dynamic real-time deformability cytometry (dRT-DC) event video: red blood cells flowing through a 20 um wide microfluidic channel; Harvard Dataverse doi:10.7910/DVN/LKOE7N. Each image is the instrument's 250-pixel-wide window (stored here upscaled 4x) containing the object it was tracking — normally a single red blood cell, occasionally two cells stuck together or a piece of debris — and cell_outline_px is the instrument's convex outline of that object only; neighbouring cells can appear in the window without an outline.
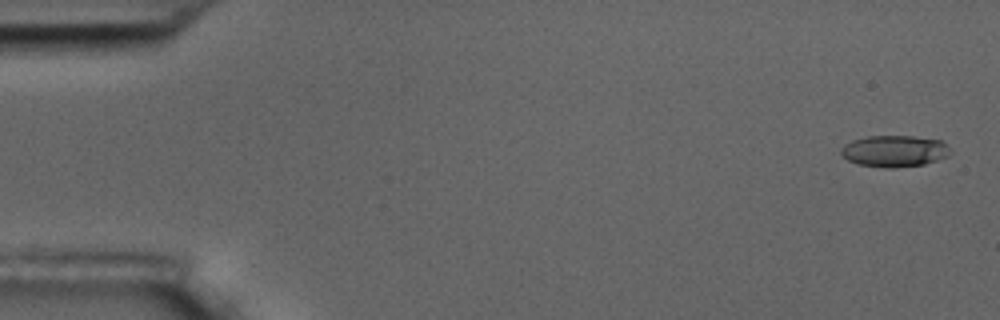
{"species": "common noctule bat (a hibernating species)", "species_latin": "Nyctalus noctula", "temperature_condition": "room temperature", "stored_images_in_passage": 57, "camera_frame_rate_fps": 3000, "um_per_image_px": 0.085, "animal": {"sex": "male", "body_mass_g": 17.5, "forearm_length_mm": 52.3}, "frame": {"image": 1, "passage_image": 2, "time_ms": 0.333, "image_size_px": [1000, 320], "cell_outline_px": [[952, 152], [948, 156], [924, 164], [892, 168], [884, 168], [860, 164], [848, 160], [840, 152], [840, 148], [844, 144], [852, 140], [868, 136], [912, 136], [940, 140]], "centroid_in_image_um": [76.0, 12.84], "position_along_channel_um": 9.0, "area_um2": 19.94}}
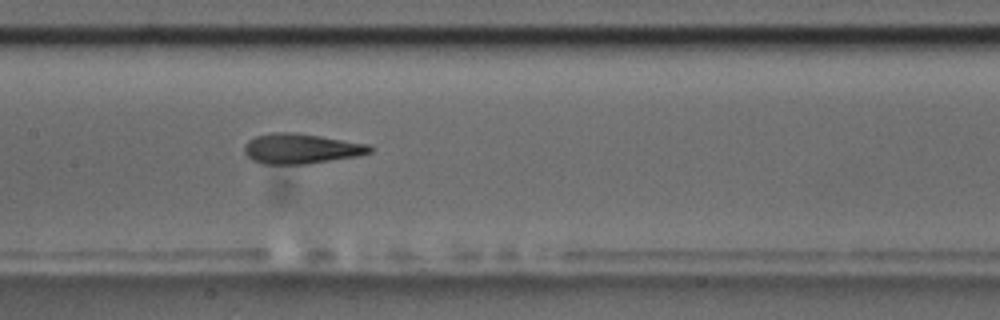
{"frame": {"image": 2, "passage_image": 28, "time_ms": 9.0, "image_size_px": [1000, 320], "cell_outline_px": [[372, 152], [356, 156], [308, 164], [260, 164], [252, 160], [244, 152], [244, 144], [248, 140], [256, 136], [272, 132], [296, 132], [368, 144], [372, 148]], "centroid_in_image_um": [25.55, 12.63], "position_along_channel_um": 181.9, "area_um2": 22.08}}
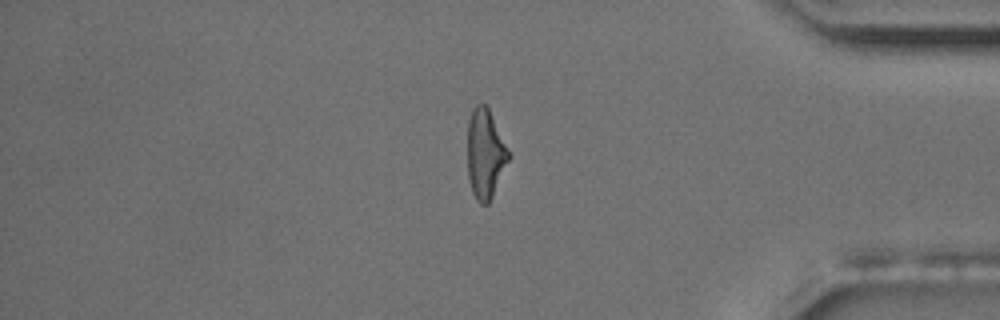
{"frame": {"image": 3, "passage_image": 48, "time_ms": 15.667, "image_size_px": [1000, 320], "cell_outline_px": [[512, 156], [488, 204], [480, 204], [476, 200], [472, 192], [468, 180], [468, 120], [472, 108], [476, 104], [484, 104], [488, 108]], "centroid_in_image_um": [41.25, 13.09], "position_along_channel_um": 393.9, "area_um2": 21.56}, "authors_computed_cell_mechanics": {"area_um2": 21.6172, "velocity_mm_per_s": 3.5807, "shape_relaxation_time_tau1_ms": 6.5299, "shape_relaxation_time_tau2_ms": 2.2527, "deformation_change_tau1": 0.241, "deformation_change_tau2": 0.1232}}